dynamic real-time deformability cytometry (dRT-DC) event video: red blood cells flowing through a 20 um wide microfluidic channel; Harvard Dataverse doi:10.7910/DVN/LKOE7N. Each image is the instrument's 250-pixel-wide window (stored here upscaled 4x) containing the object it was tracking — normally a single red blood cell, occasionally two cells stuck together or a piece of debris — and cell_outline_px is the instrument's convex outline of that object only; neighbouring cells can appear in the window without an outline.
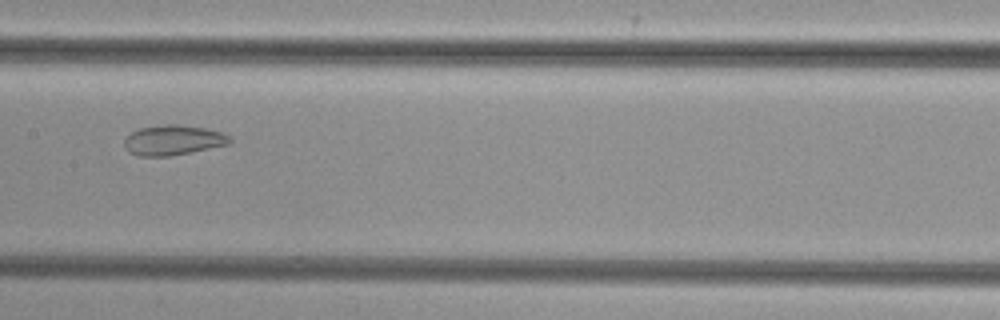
{"species": "common noctule bat (a hibernating species)", "species_latin": "Nyctalus noctula", "temperature_condition": "cold", "stored_images_in_passage": 52, "camera_frame_rate_fps": 3000, "um_per_image_px": 0.085, "animal": {"sex": "female", "body_mass_g": 29.2, "forearm_length_mm": 56.3}, "frame": {"image": 1, "passage_image": 27, "time_ms": 8.667, "image_size_px": [1000, 320], "cell_outline_px": [[232, 140], [228, 144], [168, 156], [140, 156], [128, 152], [124, 148], [124, 140], [132, 132], [140, 128], [168, 124], [176, 124], [208, 128], [224, 132]], "centroid_in_image_um": [14.7, 11.9], "position_along_channel_um": 192.7, "area_um2": 18.32}}
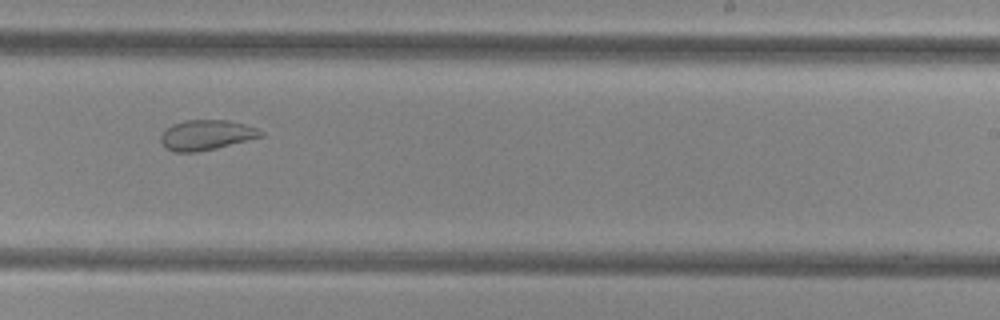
{"frame": {"image": 2, "passage_image": 33, "time_ms": 10.667, "image_size_px": [1000, 320], "cell_outline_px": [[264, 136], [216, 148], [196, 152], [176, 152], [168, 148], [160, 140], [160, 136], [172, 124], [184, 120], [228, 120], [244, 124], [256, 128], [264, 132]], "centroid_in_image_um": [17.57, 11.46], "position_along_channel_um": 271.4, "area_um2": 17.34}}
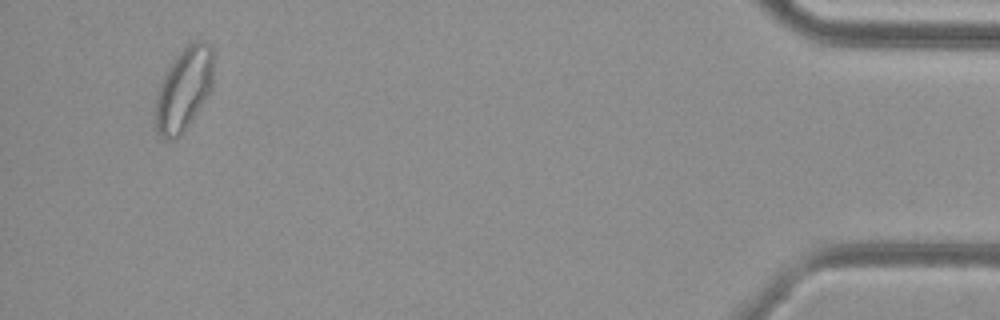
{"frame": {"image": 3, "passage_image": 50, "time_ms": 16.333, "image_size_px": [1000, 320], "cell_outline_px": [[212, 92], [184, 132], [176, 140], [168, 140], [160, 136], [156, 132], [156, 96], [160, 84], [172, 60], [188, 44], [196, 40], [204, 40], [212, 44]], "centroid_in_image_um": [15.65, 7.6], "position_along_channel_um": 419.5, "area_um2": 28.44}}